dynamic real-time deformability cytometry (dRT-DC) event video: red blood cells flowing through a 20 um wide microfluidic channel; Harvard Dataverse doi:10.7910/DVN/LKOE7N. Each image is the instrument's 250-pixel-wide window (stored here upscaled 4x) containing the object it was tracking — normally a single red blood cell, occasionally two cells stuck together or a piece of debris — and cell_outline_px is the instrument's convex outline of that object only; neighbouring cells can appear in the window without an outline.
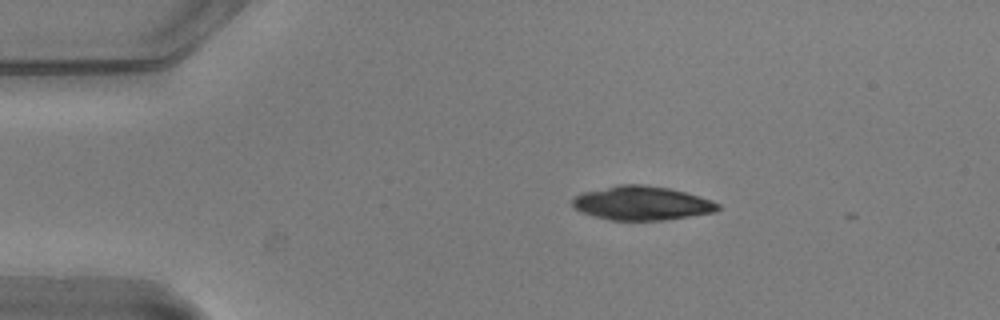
{"species": "common noctule bat (a hibernating species)", "species_latin": "Nyctalus noctula", "temperature_condition": "warm", "stored_images_in_passage": 3, "camera_frame_rate_fps": 3000, "um_per_image_px": 0.085, "animal": {"sex": "male", "body_mass_g": 20.5, "forearm_length_mm": 52.5}, "frame": {"image": 1, "passage_image": 1, "time_ms": 0.0, "image_size_px": [1000, 320], "cell_outline_px": [[720, 208], [716, 212], [664, 220], [608, 220], [592, 216], [580, 212], [572, 204], [572, 200], [576, 196], [584, 192], [616, 184], [644, 184], [668, 188], [700, 196], [712, 200], [720, 204]], "centroid_in_image_um": [54.56, 17.27], "position_along_channel_um": 30.4, "area_um2": 28.9}}